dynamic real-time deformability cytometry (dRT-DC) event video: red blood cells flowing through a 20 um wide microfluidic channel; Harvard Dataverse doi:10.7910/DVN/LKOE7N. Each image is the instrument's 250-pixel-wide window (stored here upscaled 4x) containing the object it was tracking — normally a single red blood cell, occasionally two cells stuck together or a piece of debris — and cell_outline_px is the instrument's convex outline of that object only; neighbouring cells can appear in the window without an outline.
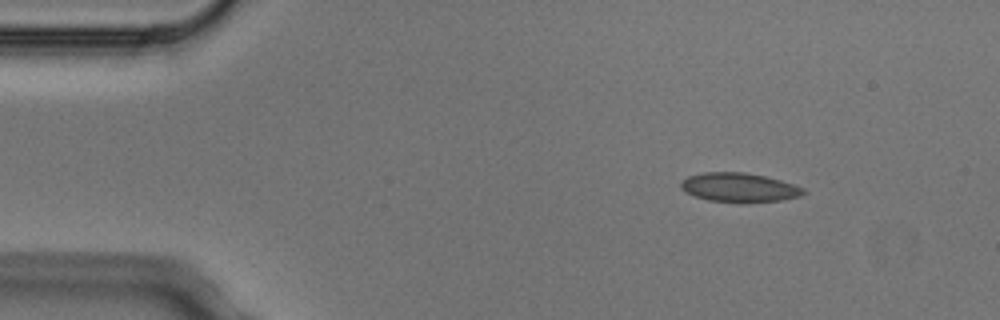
{"species": "Egyptian fruit bat (a non-hibernating species)", "species_latin": "Rousettus aegyptiacus", "temperature_condition": "cold", "stored_images_in_passage": 3, "camera_frame_rate_fps": 3000, "um_per_image_px": 0.085, "animal": {"sex": "male"}, "frame": {"image": 1, "passage_image": 1, "time_ms": 0.0, "image_size_px": [1000, 320], "cell_outline_px": [[808, 192], [800, 196], [780, 200], [708, 200], [696, 196], [680, 188], [680, 180], [688, 176], [704, 172], [744, 172], [764, 176], [780, 180], [804, 188]], "centroid_in_image_um": [62.81, 15.89], "position_along_channel_um": 22.2, "area_um2": 20.0}}